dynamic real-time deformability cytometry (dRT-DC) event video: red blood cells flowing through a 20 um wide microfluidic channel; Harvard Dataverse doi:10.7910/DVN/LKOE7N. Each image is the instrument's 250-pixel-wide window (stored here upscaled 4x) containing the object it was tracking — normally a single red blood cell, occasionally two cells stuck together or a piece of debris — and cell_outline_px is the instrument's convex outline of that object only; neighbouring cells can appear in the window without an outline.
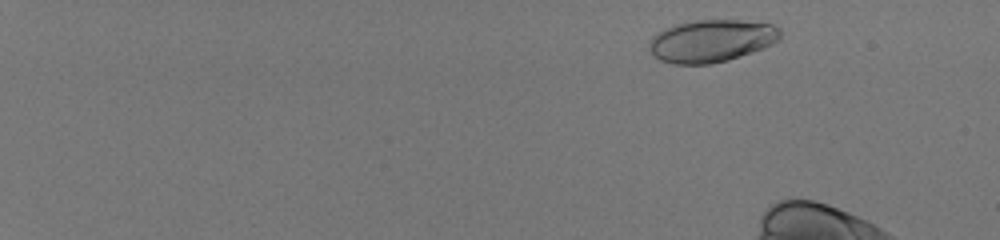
{"species": "human", "species_latin": "Homo sapiens", "temperature_condition": "room temperature", "stored_images_in_passage": 21, "camera_frame_rate_fps": 3000, "um_per_image_px": 0.085, "donor": {"sex": "male"}, "frame": {"image": 1, "passage_image": 5, "time_ms": 1.333, "image_size_px": [1000, 240], "cell_outline_px": [[780, 36], [772, 44], [764, 48], [728, 60], [708, 64], [672, 64], [660, 60], [652, 56], [648, 48], [648, 44], [652, 36], [656, 32], [664, 28], [676, 24], [696, 20], [740, 20], [772, 24], [780, 28]], "centroid_in_image_um": [60.42, 3.47], "position_along_channel_um": 24.6, "area_um2": 32.6}}
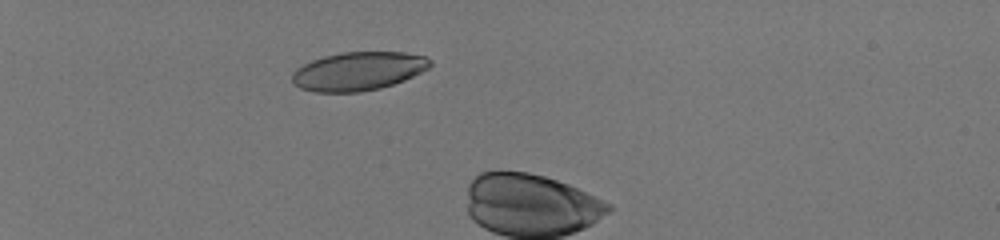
{"frame": {"image": 2, "passage_image": 17, "time_ms": 5.333, "image_size_px": [1000, 240], "cell_outline_px": [[432, 64], [428, 68], [404, 80], [380, 88], [360, 92], [312, 92], [300, 88], [292, 80], [292, 72], [296, 68], [312, 60], [324, 56], [340, 52], [404, 52], [424, 56], [432, 60]], "centroid_in_image_um": [30.44, 6.05], "position_along_channel_um": 54.6, "area_um2": 30.98}}